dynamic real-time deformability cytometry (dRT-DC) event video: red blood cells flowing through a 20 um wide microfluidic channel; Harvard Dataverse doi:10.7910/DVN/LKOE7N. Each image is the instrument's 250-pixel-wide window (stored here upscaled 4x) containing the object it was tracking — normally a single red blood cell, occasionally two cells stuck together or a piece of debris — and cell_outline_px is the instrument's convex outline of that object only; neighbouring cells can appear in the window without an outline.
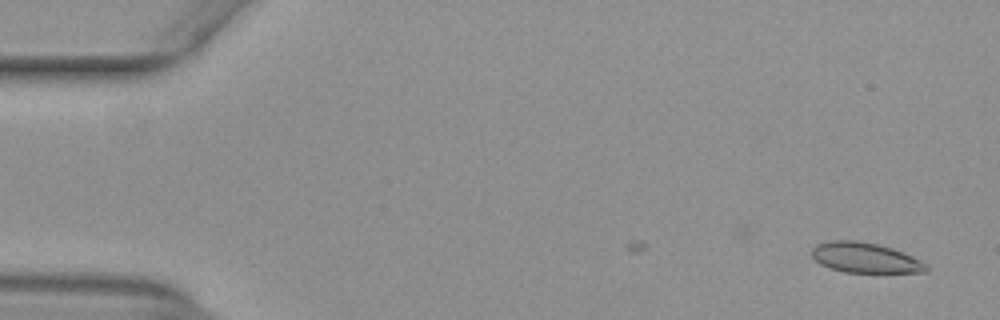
{"species": "common noctule bat (a hibernating species)", "species_latin": "Nyctalus noctula", "temperature_condition": "warm", "stored_images_in_passage": 47, "camera_frame_rate_fps": 3000, "um_per_image_px": 0.085, "animal": {"sex": "female", "body_mass_g": 29.2, "forearm_length_mm": 56.3}, "frame": {"image": 1, "passage_image": 2, "time_ms": 0.333, "image_size_px": [1000, 320], "cell_outline_px": [[928, 272], [844, 272], [820, 264], [812, 256], [812, 248], [816, 244], [828, 240], [860, 240], [892, 248], [904, 252], [928, 264]], "centroid_in_image_um": [73.54, 21.89], "position_along_channel_um": 11.5, "area_um2": 20.17}}
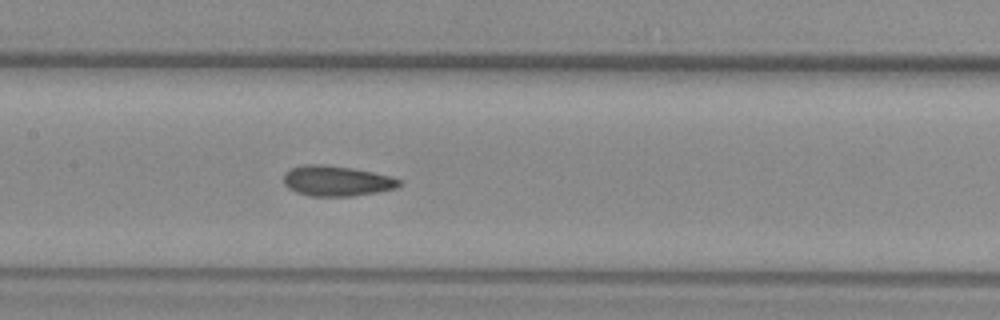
{"frame": {"image": 2, "passage_image": 25, "time_ms": 8.0, "image_size_px": [1000, 320], "cell_outline_px": [[400, 184], [396, 188], [376, 192], [352, 196], [308, 196], [296, 192], [288, 188], [284, 184], [284, 172], [292, 168], [304, 164], [324, 164], [352, 168], [392, 176], [400, 180]], "centroid_in_image_um": [28.58, 15.37], "position_along_channel_um": 178.8, "area_um2": 20.46}}
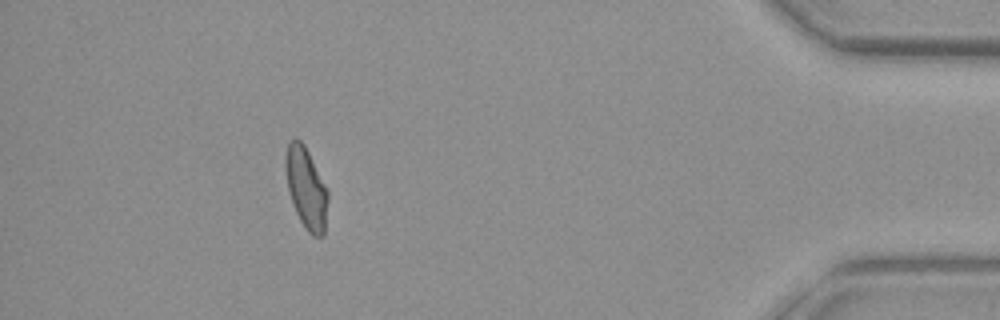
{"frame": {"image": 3, "passage_image": 47, "time_ms": 15.333, "image_size_px": [1000, 320], "cell_outline_px": [[328, 200], [324, 236], [312, 236], [308, 232], [300, 220], [296, 212], [288, 188], [284, 164], [284, 160], [288, 140], [296, 136], [304, 144], [328, 188]], "centroid_in_image_um": [26.03, 15.94], "position_along_channel_um": 409.2, "area_um2": 20.29}, "authors_computed_cell_mechanics": {"area_um2": 20.3456, "velocity_mm_per_s": 3.9376, "shape_relaxation_time_tau1_ms": null, "shape_relaxation_time_tau2_ms": 1.7505, "deformation_change_tau1": null, "deformation_change_tau2": 0.0856}}